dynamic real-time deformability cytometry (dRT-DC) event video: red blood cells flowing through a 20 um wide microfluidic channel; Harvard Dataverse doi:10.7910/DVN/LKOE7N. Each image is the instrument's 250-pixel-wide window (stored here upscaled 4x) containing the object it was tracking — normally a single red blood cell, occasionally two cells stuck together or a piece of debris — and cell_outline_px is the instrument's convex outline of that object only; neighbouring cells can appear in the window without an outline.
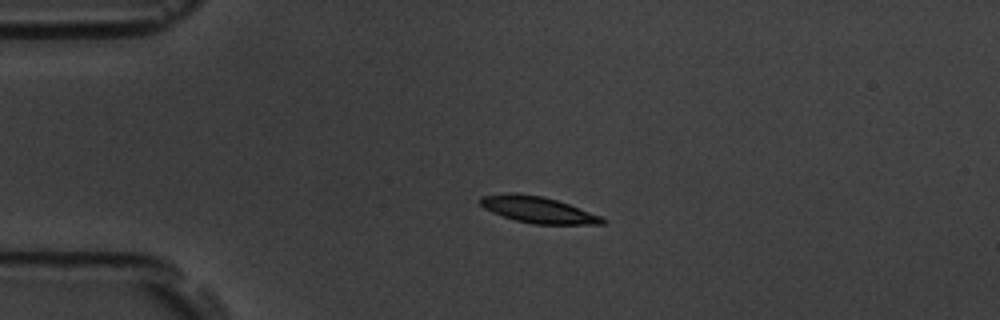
{"species": "common noctule bat (a hibernating species)", "species_latin": "Nyctalus noctula", "temperature_condition": "room temperature", "stored_images_in_passage": 57, "camera_frame_rate_fps": 3000, "um_per_image_px": 0.085, "animal": {"sex": "male", "body_mass_g": 19.5, "forearm_length_mm": 54.6}, "frame": {"image": 1, "passage_image": 13, "time_ms": 4.0, "image_size_px": [1000, 320], "cell_outline_px": [[608, 220], [604, 224], [532, 224], [516, 220], [492, 212], [484, 208], [480, 204], [480, 196], [508, 192], [516, 192], [544, 196], [568, 204], [600, 216]], "centroid_in_image_um": [45.7, 17.81], "position_along_channel_um": 39.3, "area_um2": 18.73}}
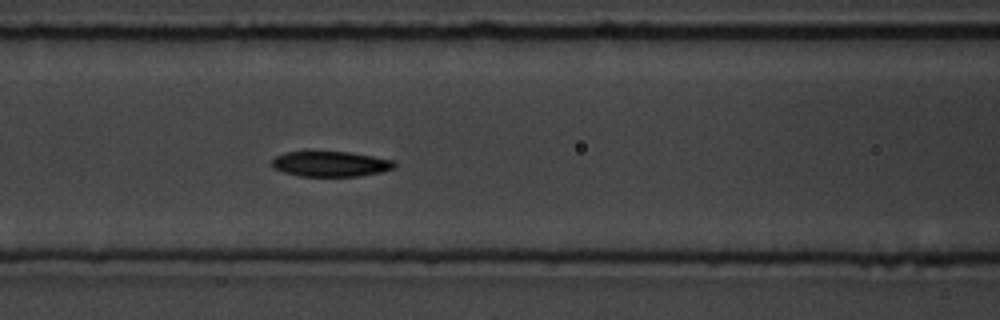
{"frame": {"image": 2, "passage_image": 24, "time_ms": 7.667, "image_size_px": [1000, 320], "cell_outline_px": [[396, 164], [392, 168], [380, 172], [360, 176], [300, 176], [284, 172], [272, 168], [272, 160], [276, 156], [284, 152], [308, 148], [348, 152], [396, 160]], "centroid_in_image_um": [28.02, 13.88], "position_along_channel_um": 138.6, "area_um2": 18.9}}
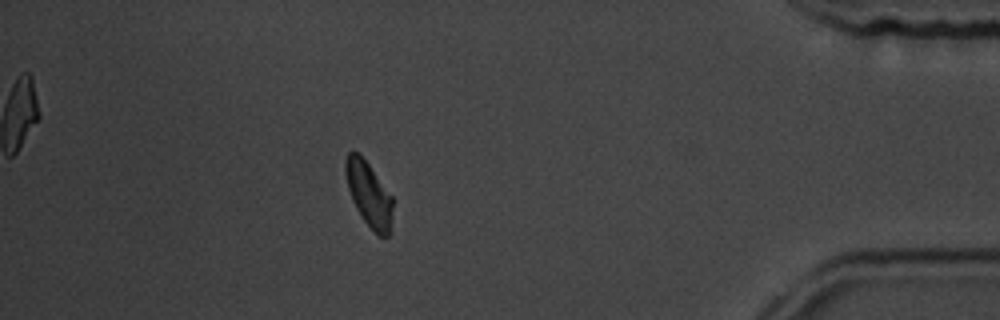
{"frame": {"image": 3, "passage_image": 50, "time_ms": 16.333, "image_size_px": [1000, 320], "cell_outline_px": [[392, 208], [388, 236], [380, 236], [364, 220], [356, 208], [352, 200], [348, 188], [344, 172], [344, 160], [348, 152], [352, 148], [368, 164], [392, 196]], "centroid_in_image_um": [31.3, 16.44], "position_along_channel_um": 403.9, "area_um2": 17.4}, "authors_computed_cell_mechanics": {"area_um2": 18.496, "velocity_mm_per_s": 3.5857, "shape_relaxation_time_tau1_ms": 2.197, "shape_relaxation_time_tau2_ms": 2.63, "deformation_change_tau1": 0.101, "deformation_change_tau2": 0.0609}}